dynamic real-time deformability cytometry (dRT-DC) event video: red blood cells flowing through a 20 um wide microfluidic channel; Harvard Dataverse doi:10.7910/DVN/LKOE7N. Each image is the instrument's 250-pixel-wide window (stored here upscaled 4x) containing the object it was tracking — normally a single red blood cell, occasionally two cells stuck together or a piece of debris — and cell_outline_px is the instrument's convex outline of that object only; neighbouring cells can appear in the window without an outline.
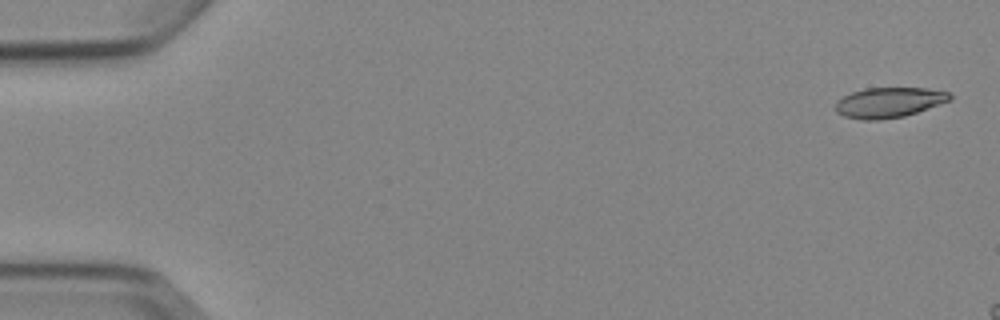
{"species": "Egyptian fruit bat (a non-hibernating species)", "species_latin": "Rousettus aegyptiacus", "temperature_condition": "cold", "stored_images_in_passage": 4, "camera_frame_rate_fps": 3000, "um_per_image_px": 0.085, "animal": {"sex": "female"}, "frame": {"image": 1, "passage_image": 1, "time_ms": 0.0, "image_size_px": [1000, 320], "cell_outline_px": [[952, 100], [904, 116], [880, 120], [860, 120], [844, 116], [836, 112], [836, 100], [852, 92], [864, 88], [928, 88], [948, 92], [952, 96]], "centroid_in_image_um": [75.55, 8.71], "position_along_channel_um": 9.5, "area_um2": 20.17}}